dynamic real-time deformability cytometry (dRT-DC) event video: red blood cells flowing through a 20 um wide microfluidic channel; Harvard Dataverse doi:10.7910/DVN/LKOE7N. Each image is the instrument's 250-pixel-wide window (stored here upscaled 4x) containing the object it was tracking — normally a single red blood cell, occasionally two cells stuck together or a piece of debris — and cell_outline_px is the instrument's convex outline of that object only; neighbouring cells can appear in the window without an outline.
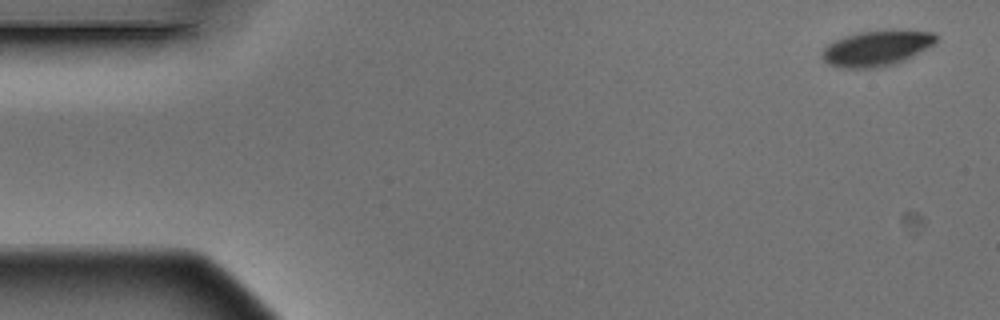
{"species": "Egyptian fruit bat (a non-hibernating species)", "species_latin": "Rousettus aegyptiacus", "temperature_condition": "warm", "stored_images_in_passage": 5, "camera_frame_rate_fps": 3000, "um_per_image_px": 0.085, "animal": {"sex": "male"}, "frame": {"image": 1, "passage_image": 1, "time_ms": 0.0, "image_size_px": [1000, 320], "cell_outline_px": [[936, 40], [932, 44], [904, 60], [892, 64], [876, 68], [840, 68], [828, 64], [824, 60], [824, 48], [828, 44], [844, 36], [860, 32], [932, 32], [936, 36]], "centroid_in_image_um": [74.43, 4.14], "position_along_channel_um": 10.6, "area_um2": 22.43}}
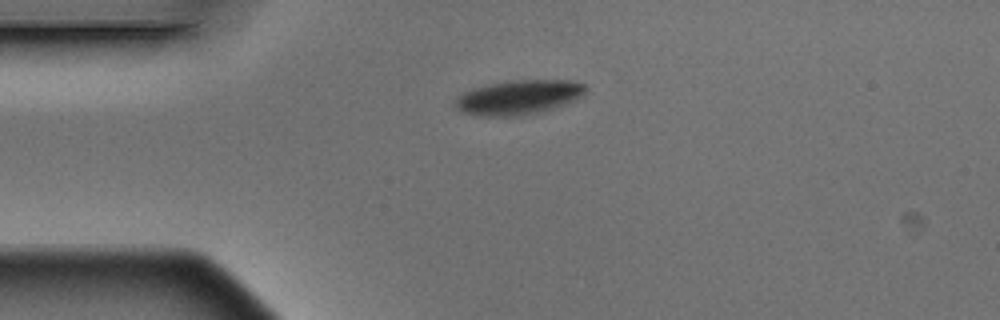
{"frame": {"image": 2, "passage_image": 4, "time_ms": 1.0, "image_size_px": [1000, 320], "cell_outline_px": [[588, 88], [580, 96], [564, 104], [536, 112], [520, 116], [476, 116], [464, 112], [456, 108], [456, 100], [464, 92], [472, 88], [512, 80], [572, 80], [584, 84]], "centroid_in_image_um": [44.07, 8.26], "position_along_channel_um": 40.9, "area_um2": 25.72}}